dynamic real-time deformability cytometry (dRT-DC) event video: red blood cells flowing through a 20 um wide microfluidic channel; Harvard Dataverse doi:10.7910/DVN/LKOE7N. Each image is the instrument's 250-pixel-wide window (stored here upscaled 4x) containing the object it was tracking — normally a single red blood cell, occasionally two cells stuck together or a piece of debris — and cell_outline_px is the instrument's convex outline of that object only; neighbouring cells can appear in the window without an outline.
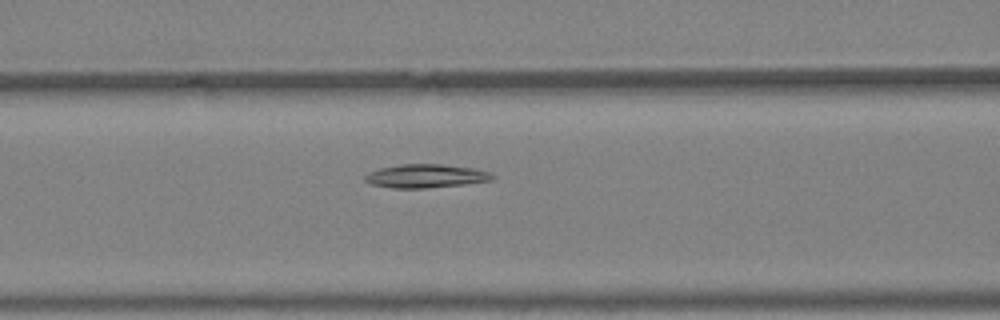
{"species": "Egyptian fruit bat (a non-hibernating species)", "species_latin": "Rousettus aegyptiacus", "temperature_condition": "warm", "stored_images_in_passage": 34, "camera_frame_rate_fps": 3000, "um_per_image_px": 0.085, "animal": {"sex": "female"}, "frame": {"image": 1, "passage_image": 10, "time_ms": 3.0, "image_size_px": [1000, 320], "cell_outline_px": [[496, 176], [492, 180], [464, 184], [428, 188], [392, 188], [372, 184], [364, 180], [364, 176], [368, 172], [380, 168], [400, 164], [440, 164], [472, 168], [492, 172]], "centroid_in_image_um": [36.2, 14.96], "position_along_channel_um": 130.4, "area_um2": 17.51}}
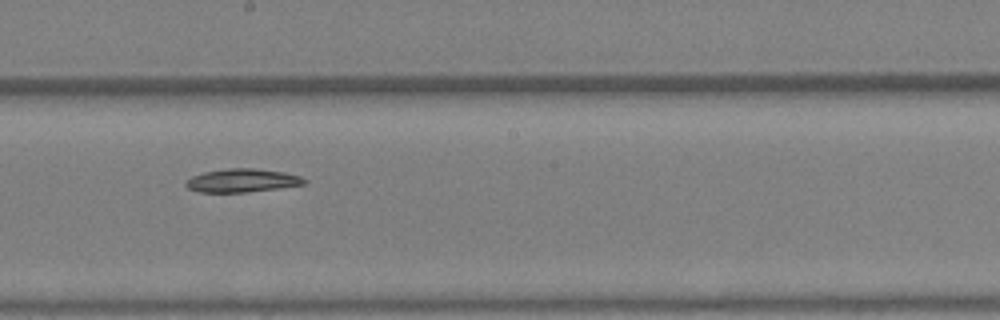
{"frame": {"image": 2, "passage_image": 16, "time_ms": 5.0, "image_size_px": [1000, 320], "cell_outline_px": [[308, 180], [304, 184], [276, 188], [244, 192], [200, 192], [188, 188], [184, 184], [192, 176], [204, 172], [228, 168], [256, 168], [284, 172], [300, 176]], "centroid_in_image_um": [20.58, 15.33], "position_along_channel_um": 227.6, "area_um2": 15.95}}
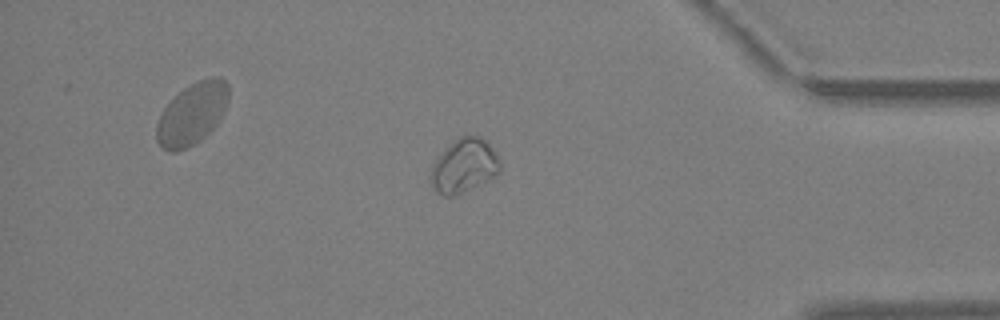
{"frame": {"image": 3, "passage_image": 28, "time_ms": 9.0, "image_size_px": [1000, 320], "cell_outline_px": [[500, 172], [472, 188], [452, 196], [444, 196], [436, 192], [432, 188], [428, 180], [428, 176], [432, 164], [440, 152], [452, 140], [460, 136], [480, 136], [496, 152], [500, 164]], "centroid_in_image_um": [39.37, 14.09], "position_along_channel_um": 395.8, "area_um2": 21.96}}